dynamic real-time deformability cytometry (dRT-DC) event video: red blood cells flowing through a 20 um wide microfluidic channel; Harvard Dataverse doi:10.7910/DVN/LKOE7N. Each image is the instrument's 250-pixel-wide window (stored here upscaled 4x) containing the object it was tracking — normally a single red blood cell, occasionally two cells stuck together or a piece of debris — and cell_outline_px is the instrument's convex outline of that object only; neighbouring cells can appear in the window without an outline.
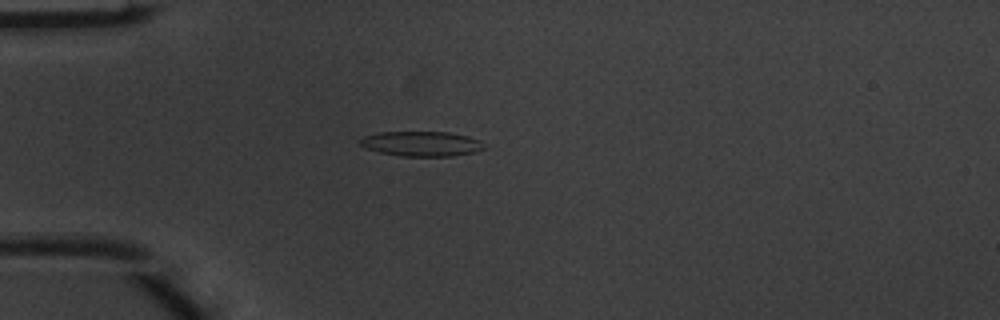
{"species": "common noctule bat (a hibernating species)", "species_latin": "Nyctalus noctula", "temperature_condition": "warm", "stored_images_in_passage": 2, "camera_frame_rate_fps": 3000, "um_per_image_px": 0.085, "animal": {"sex": "male", "body_mass_g": 20.1, "forearm_length_mm": 53.5}, "frame": {"image": 1, "passage_image": 2, "time_ms": 0.333, "image_size_px": [1000, 320], "cell_outline_px": [[488, 148], [476, 152], [452, 156], [400, 156], [380, 152], [368, 148], [360, 144], [360, 140], [364, 136], [380, 132], [448, 132], [468, 136], [480, 140]], "centroid_in_image_um": [35.9, 12.22], "position_along_channel_um": 49.1, "area_um2": 18.03}}